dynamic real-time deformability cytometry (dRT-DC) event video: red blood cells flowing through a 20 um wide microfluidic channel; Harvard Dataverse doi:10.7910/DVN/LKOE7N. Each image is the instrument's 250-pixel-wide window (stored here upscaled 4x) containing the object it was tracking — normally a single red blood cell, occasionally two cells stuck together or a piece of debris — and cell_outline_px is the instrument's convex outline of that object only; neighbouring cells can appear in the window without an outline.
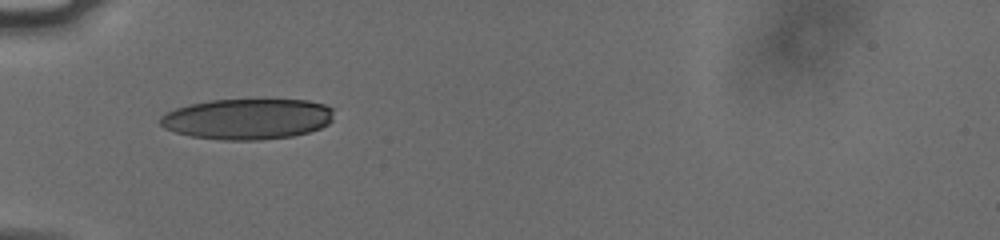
{"species": "human", "species_latin": "Homo sapiens", "temperature_condition": "cold", "stored_images_in_passage": 37, "camera_frame_rate_fps": 3000, "um_per_image_px": 0.085, "donor": {"sex": "male"}, "frame": {"image": 1, "passage_image": 1, "time_ms": 0.0, "image_size_px": [1000, 240], "cell_outline_px": [[332, 120], [328, 124], [320, 128], [308, 132], [292, 136], [260, 140], [224, 140], [192, 136], [176, 132], [164, 128], [160, 124], [160, 116], [176, 108], [208, 100], [264, 96], [308, 100], [324, 104], [332, 108]], "centroid_in_image_um": [21.07, 10.05], "position_along_channel_um": 63.9, "area_um2": 42.48}}
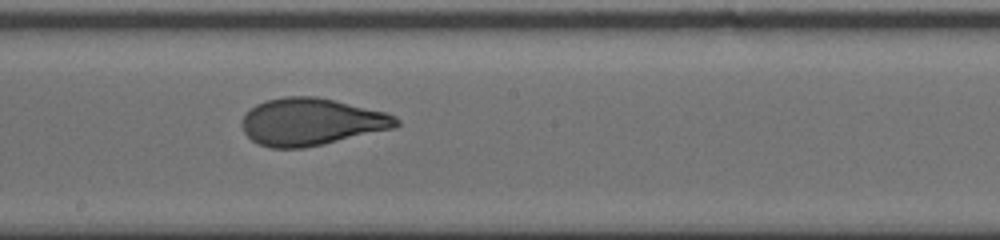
{"frame": {"image": 2, "passage_image": 14, "time_ms": 4.333, "image_size_px": [1000, 240], "cell_outline_px": [[400, 124], [396, 128], [324, 144], [304, 148], [272, 148], [260, 144], [252, 140], [244, 132], [244, 116], [256, 104], [268, 100], [284, 96], [316, 96], [388, 112], [396, 116], [400, 120]], "centroid_in_image_um": [26.54, 10.35], "position_along_channel_um": 221.7, "area_um2": 42.43}}
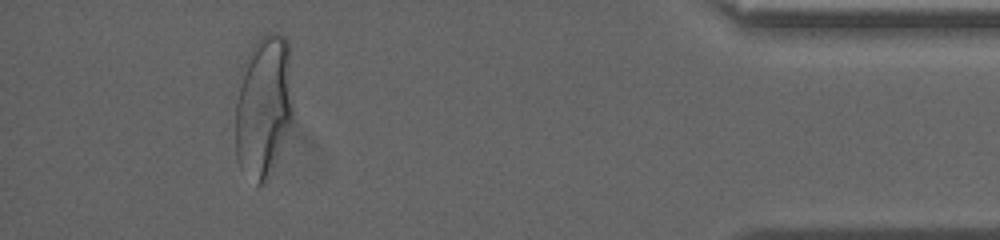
{"frame": {"image": 3, "passage_image": 33, "time_ms": 10.667, "image_size_px": [1000, 240], "cell_outline_px": [[292, 120], [268, 180], [264, 184], [256, 188], [240, 168], [236, 156], [236, 104], [244, 60], [252, 44], [256, 40], [268, 32], [280, 32], [288, 40], [292, 104]], "centroid_in_image_um": [22.39, 9.06], "position_along_channel_um": 412.8, "area_um2": 48.26}, "authors_computed_cell_mechanics": {"area_um2": 42.8298, "velocity_mm_per_s": 3.7934, "shape_relaxation_time_tau1_ms": 5.5694, "shape_relaxation_time_tau2_ms": 0.7295, "deformation_change_tau1": 0.2083, "deformation_change_tau2": 0.0694}}